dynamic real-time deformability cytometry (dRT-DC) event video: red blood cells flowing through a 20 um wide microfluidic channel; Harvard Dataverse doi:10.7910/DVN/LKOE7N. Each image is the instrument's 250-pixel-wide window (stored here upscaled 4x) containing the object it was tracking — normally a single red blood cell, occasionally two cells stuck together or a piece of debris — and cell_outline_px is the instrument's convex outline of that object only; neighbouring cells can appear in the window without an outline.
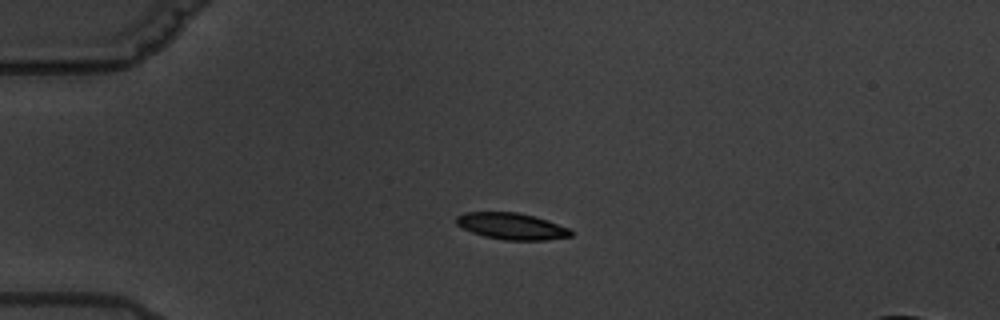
{"species": "common noctule bat (a hibernating species)", "species_latin": "Nyctalus noctula", "temperature_condition": "warm", "stored_images_in_passage": 2, "camera_frame_rate_fps": 3000, "um_per_image_px": 0.085, "animal": {"sex": "male", "body_mass_g": 19.5, "forearm_length_mm": 54.6}, "frame": {"image": 1, "passage_image": 1, "time_ms": 0.0, "image_size_px": [1000, 320], "cell_outline_px": [[572, 236], [548, 240], [504, 240], [484, 236], [472, 232], [456, 224], [456, 216], [464, 212], [516, 212], [536, 216], [572, 228]], "centroid_in_image_um": [43.54, 19.22], "position_along_channel_um": 41.5, "area_um2": 17.92}}